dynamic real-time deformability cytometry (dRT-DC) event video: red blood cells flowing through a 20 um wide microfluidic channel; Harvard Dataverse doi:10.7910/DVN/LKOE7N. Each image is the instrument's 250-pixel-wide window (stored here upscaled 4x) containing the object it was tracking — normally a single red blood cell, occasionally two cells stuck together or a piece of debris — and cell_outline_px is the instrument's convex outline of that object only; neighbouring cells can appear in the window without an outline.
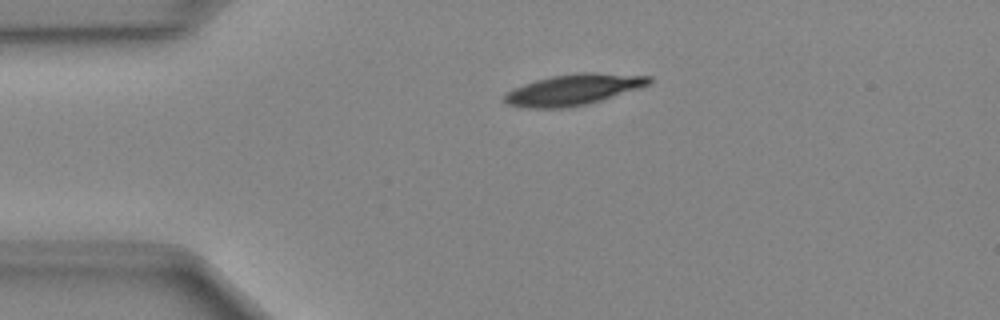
{"species": "Egyptian fruit bat (a non-hibernating species)", "species_latin": "Rousettus aegyptiacus", "temperature_condition": "cold", "stored_images_in_passage": 40, "camera_frame_rate_fps": 3000, "um_per_image_px": 0.085, "animal": {"sex": "female"}, "frame": {"image": 1, "passage_image": 2, "time_ms": 0.333, "image_size_px": [1000, 320], "cell_outline_px": [[652, 80], [648, 84], [588, 104], [564, 108], [520, 108], [508, 104], [500, 96], [512, 88], [536, 80], [552, 76], [576, 72], [596, 72], [652, 76]], "centroid_in_image_um": [48.65, 7.62], "position_along_channel_um": 36.4, "area_um2": 26.07}}
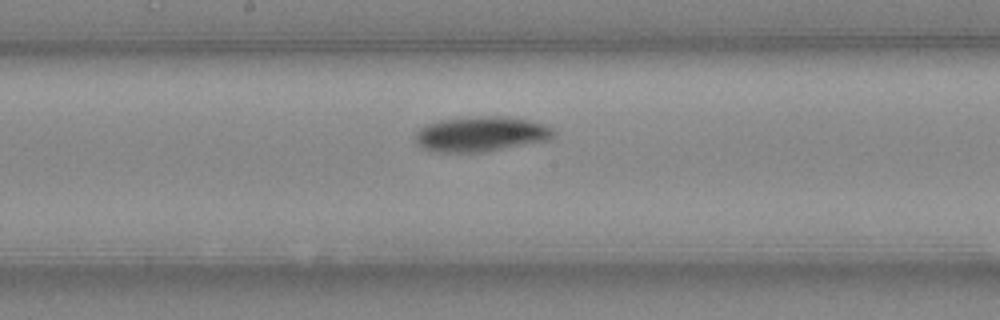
{"frame": {"image": 2, "passage_image": 17, "time_ms": 5.333, "image_size_px": [1000, 320], "cell_outline_px": [[556, 132], [548, 140], [484, 152], [436, 152], [424, 148], [416, 144], [412, 136], [420, 128], [428, 124], [440, 120], [480, 116], [508, 116], [528, 120], [544, 124], [552, 128]], "centroid_in_image_um": [40.85, 11.39], "position_along_channel_um": 207.3, "area_um2": 28.32}}
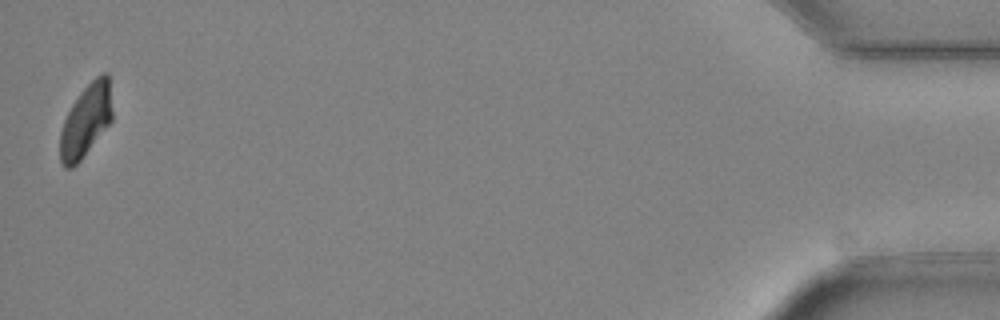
{"frame": {"image": 3, "passage_image": 40, "time_ms": 13.0, "image_size_px": [1000, 320], "cell_outline_px": [[112, 120], [80, 160], [72, 168], [64, 168], [60, 160], [60, 132], [64, 120], [72, 104], [80, 92], [96, 76], [104, 72], [108, 72], [112, 112]], "centroid_in_image_um": [7.29, 10.24], "position_along_channel_um": 427.9, "area_um2": 21.79}}